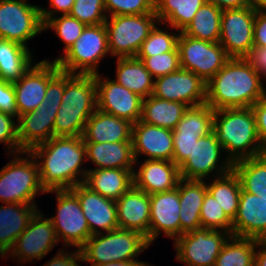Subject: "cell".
<instances>
[{"label": "cell", "mask_w": 266, "mask_h": 266, "mask_svg": "<svg viewBox=\"0 0 266 266\" xmlns=\"http://www.w3.org/2000/svg\"><path fill=\"white\" fill-rule=\"evenodd\" d=\"M30 153L38 164L45 191L72 189L84 182L88 169L82 168L87 163L82 136H53L33 147Z\"/></svg>", "instance_id": "cell-1"}, {"label": "cell", "mask_w": 266, "mask_h": 266, "mask_svg": "<svg viewBox=\"0 0 266 266\" xmlns=\"http://www.w3.org/2000/svg\"><path fill=\"white\" fill-rule=\"evenodd\" d=\"M263 84L245 58H230L206 83V103L213 110L252 107L266 95Z\"/></svg>", "instance_id": "cell-2"}, {"label": "cell", "mask_w": 266, "mask_h": 266, "mask_svg": "<svg viewBox=\"0 0 266 266\" xmlns=\"http://www.w3.org/2000/svg\"><path fill=\"white\" fill-rule=\"evenodd\" d=\"M213 131L232 163L266 154L251 107L214 110Z\"/></svg>", "instance_id": "cell-3"}, {"label": "cell", "mask_w": 266, "mask_h": 266, "mask_svg": "<svg viewBox=\"0 0 266 266\" xmlns=\"http://www.w3.org/2000/svg\"><path fill=\"white\" fill-rule=\"evenodd\" d=\"M57 111L53 136H82L97 110L95 75L66 72V85Z\"/></svg>", "instance_id": "cell-4"}, {"label": "cell", "mask_w": 266, "mask_h": 266, "mask_svg": "<svg viewBox=\"0 0 266 266\" xmlns=\"http://www.w3.org/2000/svg\"><path fill=\"white\" fill-rule=\"evenodd\" d=\"M66 85V72L60 70L47 85L45 100L33 111L17 118V134L20 150L30 151L33 147L53 137L57 111Z\"/></svg>", "instance_id": "cell-5"}, {"label": "cell", "mask_w": 266, "mask_h": 266, "mask_svg": "<svg viewBox=\"0 0 266 266\" xmlns=\"http://www.w3.org/2000/svg\"><path fill=\"white\" fill-rule=\"evenodd\" d=\"M151 245L146 236L134 230L117 228L92 235L79 249L82 262L91 265L115 261H137V256Z\"/></svg>", "instance_id": "cell-6"}, {"label": "cell", "mask_w": 266, "mask_h": 266, "mask_svg": "<svg viewBox=\"0 0 266 266\" xmlns=\"http://www.w3.org/2000/svg\"><path fill=\"white\" fill-rule=\"evenodd\" d=\"M14 155V159L0 169V202L37 205L34 198L46 193L41 186L38 164L30 151Z\"/></svg>", "instance_id": "cell-7"}, {"label": "cell", "mask_w": 266, "mask_h": 266, "mask_svg": "<svg viewBox=\"0 0 266 266\" xmlns=\"http://www.w3.org/2000/svg\"><path fill=\"white\" fill-rule=\"evenodd\" d=\"M109 54L105 24L87 25L66 53L54 59L60 70L72 74H97L102 58Z\"/></svg>", "instance_id": "cell-8"}, {"label": "cell", "mask_w": 266, "mask_h": 266, "mask_svg": "<svg viewBox=\"0 0 266 266\" xmlns=\"http://www.w3.org/2000/svg\"><path fill=\"white\" fill-rule=\"evenodd\" d=\"M104 24L110 55L119 58L136 57L142 43L159 21L154 12L142 15L109 16Z\"/></svg>", "instance_id": "cell-9"}, {"label": "cell", "mask_w": 266, "mask_h": 266, "mask_svg": "<svg viewBox=\"0 0 266 266\" xmlns=\"http://www.w3.org/2000/svg\"><path fill=\"white\" fill-rule=\"evenodd\" d=\"M27 0H0V38L27 46L44 31L40 6Z\"/></svg>", "instance_id": "cell-10"}, {"label": "cell", "mask_w": 266, "mask_h": 266, "mask_svg": "<svg viewBox=\"0 0 266 266\" xmlns=\"http://www.w3.org/2000/svg\"><path fill=\"white\" fill-rule=\"evenodd\" d=\"M180 68L193 72L207 83L230 59L219 42H209L185 35L178 38Z\"/></svg>", "instance_id": "cell-11"}, {"label": "cell", "mask_w": 266, "mask_h": 266, "mask_svg": "<svg viewBox=\"0 0 266 266\" xmlns=\"http://www.w3.org/2000/svg\"><path fill=\"white\" fill-rule=\"evenodd\" d=\"M224 149L214 131L195 142L191 154L179 166L180 176L188 180H204L213 174V178L232 171L233 163L227 156L221 157ZM220 158H224L221 160ZM217 175V176H216Z\"/></svg>", "instance_id": "cell-12"}, {"label": "cell", "mask_w": 266, "mask_h": 266, "mask_svg": "<svg viewBox=\"0 0 266 266\" xmlns=\"http://www.w3.org/2000/svg\"><path fill=\"white\" fill-rule=\"evenodd\" d=\"M229 232L199 228L186 232L174 240L176 260L185 266H215L216 258Z\"/></svg>", "instance_id": "cell-13"}, {"label": "cell", "mask_w": 266, "mask_h": 266, "mask_svg": "<svg viewBox=\"0 0 266 266\" xmlns=\"http://www.w3.org/2000/svg\"><path fill=\"white\" fill-rule=\"evenodd\" d=\"M52 192L57 195V214L49 218L58 240L63 238L65 248L75 246L76 249H80L92 235L78 197L70 189L46 191V193Z\"/></svg>", "instance_id": "cell-14"}, {"label": "cell", "mask_w": 266, "mask_h": 266, "mask_svg": "<svg viewBox=\"0 0 266 266\" xmlns=\"http://www.w3.org/2000/svg\"><path fill=\"white\" fill-rule=\"evenodd\" d=\"M57 244L59 240L51 219L45 218V215L38 209L7 255L18 259L16 260L18 263L40 261Z\"/></svg>", "instance_id": "cell-15"}, {"label": "cell", "mask_w": 266, "mask_h": 266, "mask_svg": "<svg viewBox=\"0 0 266 266\" xmlns=\"http://www.w3.org/2000/svg\"><path fill=\"white\" fill-rule=\"evenodd\" d=\"M255 14L251 6L223 10L219 43L230 58H245L254 46Z\"/></svg>", "instance_id": "cell-16"}, {"label": "cell", "mask_w": 266, "mask_h": 266, "mask_svg": "<svg viewBox=\"0 0 266 266\" xmlns=\"http://www.w3.org/2000/svg\"><path fill=\"white\" fill-rule=\"evenodd\" d=\"M60 71L56 61L43 59L13 82L18 116L33 111L45 100L48 82Z\"/></svg>", "instance_id": "cell-17"}, {"label": "cell", "mask_w": 266, "mask_h": 266, "mask_svg": "<svg viewBox=\"0 0 266 266\" xmlns=\"http://www.w3.org/2000/svg\"><path fill=\"white\" fill-rule=\"evenodd\" d=\"M95 75L97 91V109L118 118L136 123L141 118L142 100L138 94L130 91L114 79Z\"/></svg>", "instance_id": "cell-18"}, {"label": "cell", "mask_w": 266, "mask_h": 266, "mask_svg": "<svg viewBox=\"0 0 266 266\" xmlns=\"http://www.w3.org/2000/svg\"><path fill=\"white\" fill-rule=\"evenodd\" d=\"M153 96L189 106L206 103V83L193 72L179 68L154 79Z\"/></svg>", "instance_id": "cell-19"}, {"label": "cell", "mask_w": 266, "mask_h": 266, "mask_svg": "<svg viewBox=\"0 0 266 266\" xmlns=\"http://www.w3.org/2000/svg\"><path fill=\"white\" fill-rule=\"evenodd\" d=\"M70 190L78 197L91 235L100 234L103 231L106 233L119 228L115 200L90 190L83 183Z\"/></svg>", "instance_id": "cell-20"}, {"label": "cell", "mask_w": 266, "mask_h": 266, "mask_svg": "<svg viewBox=\"0 0 266 266\" xmlns=\"http://www.w3.org/2000/svg\"><path fill=\"white\" fill-rule=\"evenodd\" d=\"M180 201L177 188L150 195L149 243L161 234V231L175 240L180 236Z\"/></svg>", "instance_id": "cell-21"}, {"label": "cell", "mask_w": 266, "mask_h": 266, "mask_svg": "<svg viewBox=\"0 0 266 266\" xmlns=\"http://www.w3.org/2000/svg\"><path fill=\"white\" fill-rule=\"evenodd\" d=\"M132 147L135 161L141 155L146 160L173 161V130L139 120L132 127Z\"/></svg>", "instance_id": "cell-22"}, {"label": "cell", "mask_w": 266, "mask_h": 266, "mask_svg": "<svg viewBox=\"0 0 266 266\" xmlns=\"http://www.w3.org/2000/svg\"><path fill=\"white\" fill-rule=\"evenodd\" d=\"M133 171V186L149 195L177 188L181 179L179 167L173 161L144 160ZM141 163V164H140Z\"/></svg>", "instance_id": "cell-23"}, {"label": "cell", "mask_w": 266, "mask_h": 266, "mask_svg": "<svg viewBox=\"0 0 266 266\" xmlns=\"http://www.w3.org/2000/svg\"><path fill=\"white\" fill-rule=\"evenodd\" d=\"M232 236L266 239V200L240 190L238 210L232 221Z\"/></svg>", "instance_id": "cell-24"}, {"label": "cell", "mask_w": 266, "mask_h": 266, "mask_svg": "<svg viewBox=\"0 0 266 266\" xmlns=\"http://www.w3.org/2000/svg\"><path fill=\"white\" fill-rule=\"evenodd\" d=\"M118 227L134 230L149 242L150 195L132 186L116 200Z\"/></svg>", "instance_id": "cell-25"}, {"label": "cell", "mask_w": 266, "mask_h": 266, "mask_svg": "<svg viewBox=\"0 0 266 266\" xmlns=\"http://www.w3.org/2000/svg\"><path fill=\"white\" fill-rule=\"evenodd\" d=\"M133 123L96 110L88 119L82 135L84 142L132 141Z\"/></svg>", "instance_id": "cell-26"}, {"label": "cell", "mask_w": 266, "mask_h": 266, "mask_svg": "<svg viewBox=\"0 0 266 266\" xmlns=\"http://www.w3.org/2000/svg\"><path fill=\"white\" fill-rule=\"evenodd\" d=\"M38 205L6 203L0 205V257L6 256L18 236L27 228Z\"/></svg>", "instance_id": "cell-27"}, {"label": "cell", "mask_w": 266, "mask_h": 266, "mask_svg": "<svg viewBox=\"0 0 266 266\" xmlns=\"http://www.w3.org/2000/svg\"><path fill=\"white\" fill-rule=\"evenodd\" d=\"M177 189L180 201V235L201 228L200 213L207 192L205 180L181 178Z\"/></svg>", "instance_id": "cell-28"}, {"label": "cell", "mask_w": 266, "mask_h": 266, "mask_svg": "<svg viewBox=\"0 0 266 266\" xmlns=\"http://www.w3.org/2000/svg\"><path fill=\"white\" fill-rule=\"evenodd\" d=\"M86 145L87 160L96 168L128 169L132 172L135 167L132 141L126 142H84Z\"/></svg>", "instance_id": "cell-29"}, {"label": "cell", "mask_w": 266, "mask_h": 266, "mask_svg": "<svg viewBox=\"0 0 266 266\" xmlns=\"http://www.w3.org/2000/svg\"><path fill=\"white\" fill-rule=\"evenodd\" d=\"M83 184L116 201L133 186V172L119 168L88 169Z\"/></svg>", "instance_id": "cell-30"}, {"label": "cell", "mask_w": 266, "mask_h": 266, "mask_svg": "<svg viewBox=\"0 0 266 266\" xmlns=\"http://www.w3.org/2000/svg\"><path fill=\"white\" fill-rule=\"evenodd\" d=\"M115 81L141 98L152 95L154 78L137 57L117 58Z\"/></svg>", "instance_id": "cell-31"}, {"label": "cell", "mask_w": 266, "mask_h": 266, "mask_svg": "<svg viewBox=\"0 0 266 266\" xmlns=\"http://www.w3.org/2000/svg\"><path fill=\"white\" fill-rule=\"evenodd\" d=\"M188 106L181 102L164 100L153 95L142 100L140 121L174 130Z\"/></svg>", "instance_id": "cell-32"}, {"label": "cell", "mask_w": 266, "mask_h": 266, "mask_svg": "<svg viewBox=\"0 0 266 266\" xmlns=\"http://www.w3.org/2000/svg\"><path fill=\"white\" fill-rule=\"evenodd\" d=\"M31 54L29 48L0 38V78L10 83L18 81L33 64Z\"/></svg>", "instance_id": "cell-33"}, {"label": "cell", "mask_w": 266, "mask_h": 266, "mask_svg": "<svg viewBox=\"0 0 266 266\" xmlns=\"http://www.w3.org/2000/svg\"><path fill=\"white\" fill-rule=\"evenodd\" d=\"M159 23L183 31L206 0H154Z\"/></svg>", "instance_id": "cell-34"}, {"label": "cell", "mask_w": 266, "mask_h": 266, "mask_svg": "<svg viewBox=\"0 0 266 266\" xmlns=\"http://www.w3.org/2000/svg\"><path fill=\"white\" fill-rule=\"evenodd\" d=\"M241 189L266 200V154L236 161L233 169Z\"/></svg>", "instance_id": "cell-35"}, {"label": "cell", "mask_w": 266, "mask_h": 266, "mask_svg": "<svg viewBox=\"0 0 266 266\" xmlns=\"http://www.w3.org/2000/svg\"><path fill=\"white\" fill-rule=\"evenodd\" d=\"M222 12L218 6L205 2L182 32L192 38L219 42Z\"/></svg>", "instance_id": "cell-36"}, {"label": "cell", "mask_w": 266, "mask_h": 266, "mask_svg": "<svg viewBox=\"0 0 266 266\" xmlns=\"http://www.w3.org/2000/svg\"><path fill=\"white\" fill-rule=\"evenodd\" d=\"M207 191L217 200L226 216L233 221L235 219L241 185L238 176L232 170L231 172L216 177L209 184L206 181Z\"/></svg>", "instance_id": "cell-37"}, {"label": "cell", "mask_w": 266, "mask_h": 266, "mask_svg": "<svg viewBox=\"0 0 266 266\" xmlns=\"http://www.w3.org/2000/svg\"><path fill=\"white\" fill-rule=\"evenodd\" d=\"M257 240L231 235L216 258L215 266H254Z\"/></svg>", "instance_id": "cell-38"}, {"label": "cell", "mask_w": 266, "mask_h": 266, "mask_svg": "<svg viewBox=\"0 0 266 266\" xmlns=\"http://www.w3.org/2000/svg\"><path fill=\"white\" fill-rule=\"evenodd\" d=\"M213 115L214 110L207 103L189 106L173 133L198 134L204 137L213 131Z\"/></svg>", "instance_id": "cell-39"}, {"label": "cell", "mask_w": 266, "mask_h": 266, "mask_svg": "<svg viewBox=\"0 0 266 266\" xmlns=\"http://www.w3.org/2000/svg\"><path fill=\"white\" fill-rule=\"evenodd\" d=\"M175 33L166 32L162 30L160 26H154L149 33V36L142 43L140 51L136 55L137 58H146L169 52L172 50H178V38L181 31L175 29ZM176 31L178 32L176 34Z\"/></svg>", "instance_id": "cell-40"}, {"label": "cell", "mask_w": 266, "mask_h": 266, "mask_svg": "<svg viewBox=\"0 0 266 266\" xmlns=\"http://www.w3.org/2000/svg\"><path fill=\"white\" fill-rule=\"evenodd\" d=\"M87 25L80 22L75 17L70 16L69 14L55 16L49 18L44 23V30L52 29L59 40L63 42L64 53L75 43V41L80 37L83 30Z\"/></svg>", "instance_id": "cell-41"}, {"label": "cell", "mask_w": 266, "mask_h": 266, "mask_svg": "<svg viewBox=\"0 0 266 266\" xmlns=\"http://www.w3.org/2000/svg\"><path fill=\"white\" fill-rule=\"evenodd\" d=\"M201 228L229 232L232 235V221L226 216L217 200L207 191L200 213Z\"/></svg>", "instance_id": "cell-42"}, {"label": "cell", "mask_w": 266, "mask_h": 266, "mask_svg": "<svg viewBox=\"0 0 266 266\" xmlns=\"http://www.w3.org/2000/svg\"><path fill=\"white\" fill-rule=\"evenodd\" d=\"M70 16L86 25H99L107 19L104 0H75Z\"/></svg>", "instance_id": "cell-43"}, {"label": "cell", "mask_w": 266, "mask_h": 266, "mask_svg": "<svg viewBox=\"0 0 266 266\" xmlns=\"http://www.w3.org/2000/svg\"><path fill=\"white\" fill-rule=\"evenodd\" d=\"M138 59L142 61L154 79L173 73L180 68L179 50Z\"/></svg>", "instance_id": "cell-44"}, {"label": "cell", "mask_w": 266, "mask_h": 266, "mask_svg": "<svg viewBox=\"0 0 266 266\" xmlns=\"http://www.w3.org/2000/svg\"><path fill=\"white\" fill-rule=\"evenodd\" d=\"M104 5L108 17L116 15H142L155 12L154 0H104Z\"/></svg>", "instance_id": "cell-45"}, {"label": "cell", "mask_w": 266, "mask_h": 266, "mask_svg": "<svg viewBox=\"0 0 266 266\" xmlns=\"http://www.w3.org/2000/svg\"><path fill=\"white\" fill-rule=\"evenodd\" d=\"M17 119L16 117L0 111V143H4L12 155L21 152L20 143L17 134ZM12 153V154H11Z\"/></svg>", "instance_id": "cell-46"}, {"label": "cell", "mask_w": 266, "mask_h": 266, "mask_svg": "<svg viewBox=\"0 0 266 266\" xmlns=\"http://www.w3.org/2000/svg\"><path fill=\"white\" fill-rule=\"evenodd\" d=\"M200 138L198 134L173 133V162L179 167L191 154L192 148Z\"/></svg>", "instance_id": "cell-47"}, {"label": "cell", "mask_w": 266, "mask_h": 266, "mask_svg": "<svg viewBox=\"0 0 266 266\" xmlns=\"http://www.w3.org/2000/svg\"><path fill=\"white\" fill-rule=\"evenodd\" d=\"M0 111L18 118L13 84L0 78Z\"/></svg>", "instance_id": "cell-48"}, {"label": "cell", "mask_w": 266, "mask_h": 266, "mask_svg": "<svg viewBox=\"0 0 266 266\" xmlns=\"http://www.w3.org/2000/svg\"><path fill=\"white\" fill-rule=\"evenodd\" d=\"M259 139L266 150V95L251 107Z\"/></svg>", "instance_id": "cell-49"}, {"label": "cell", "mask_w": 266, "mask_h": 266, "mask_svg": "<svg viewBox=\"0 0 266 266\" xmlns=\"http://www.w3.org/2000/svg\"><path fill=\"white\" fill-rule=\"evenodd\" d=\"M59 249L58 253L48 260L43 266H81L80 261L82 260V256L79 249H76L72 253H68V251ZM78 262V263H77Z\"/></svg>", "instance_id": "cell-50"}, {"label": "cell", "mask_w": 266, "mask_h": 266, "mask_svg": "<svg viewBox=\"0 0 266 266\" xmlns=\"http://www.w3.org/2000/svg\"><path fill=\"white\" fill-rule=\"evenodd\" d=\"M49 6L52 9L42 8L40 7V15L43 24L51 17L57 16L61 12V15L69 14L75 0H48Z\"/></svg>", "instance_id": "cell-51"}, {"label": "cell", "mask_w": 266, "mask_h": 266, "mask_svg": "<svg viewBox=\"0 0 266 266\" xmlns=\"http://www.w3.org/2000/svg\"><path fill=\"white\" fill-rule=\"evenodd\" d=\"M245 59L263 79H266V47H252Z\"/></svg>", "instance_id": "cell-52"}, {"label": "cell", "mask_w": 266, "mask_h": 266, "mask_svg": "<svg viewBox=\"0 0 266 266\" xmlns=\"http://www.w3.org/2000/svg\"><path fill=\"white\" fill-rule=\"evenodd\" d=\"M253 41L254 47H266V12L256 11Z\"/></svg>", "instance_id": "cell-53"}, {"label": "cell", "mask_w": 266, "mask_h": 266, "mask_svg": "<svg viewBox=\"0 0 266 266\" xmlns=\"http://www.w3.org/2000/svg\"><path fill=\"white\" fill-rule=\"evenodd\" d=\"M206 2L218 6L221 10L239 9L250 6L249 0H206Z\"/></svg>", "instance_id": "cell-54"}, {"label": "cell", "mask_w": 266, "mask_h": 266, "mask_svg": "<svg viewBox=\"0 0 266 266\" xmlns=\"http://www.w3.org/2000/svg\"><path fill=\"white\" fill-rule=\"evenodd\" d=\"M254 266H266V239L257 240Z\"/></svg>", "instance_id": "cell-55"}, {"label": "cell", "mask_w": 266, "mask_h": 266, "mask_svg": "<svg viewBox=\"0 0 266 266\" xmlns=\"http://www.w3.org/2000/svg\"><path fill=\"white\" fill-rule=\"evenodd\" d=\"M147 262L142 261H115L109 263H103L98 265H91V266H150Z\"/></svg>", "instance_id": "cell-56"}, {"label": "cell", "mask_w": 266, "mask_h": 266, "mask_svg": "<svg viewBox=\"0 0 266 266\" xmlns=\"http://www.w3.org/2000/svg\"><path fill=\"white\" fill-rule=\"evenodd\" d=\"M250 6L256 11L266 12V0H249Z\"/></svg>", "instance_id": "cell-57"}]
</instances>
